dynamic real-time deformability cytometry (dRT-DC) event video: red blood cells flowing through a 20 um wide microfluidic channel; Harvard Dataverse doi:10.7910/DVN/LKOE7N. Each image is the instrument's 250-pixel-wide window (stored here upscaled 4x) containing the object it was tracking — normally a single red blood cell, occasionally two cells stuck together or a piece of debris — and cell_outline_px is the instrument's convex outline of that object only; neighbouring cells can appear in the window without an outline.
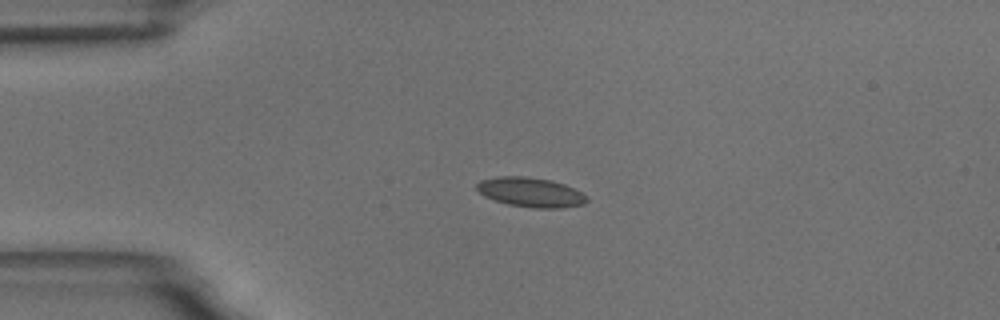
{"species": "common noctule bat (a hibernating species)", "species_latin": "Nyctalus noctula", "temperature_condition": "room temperature", "stored_images_in_passage": 4, "camera_frame_rate_fps": 3000, "um_per_image_px": 0.085, "animal": {"sex": "male", "body_mass_g": 18.8}, "frame": {"image": 1, "passage_image": 3, "time_ms": 3.333, "image_size_px": [1000, 320], "cell_outline_px": [[588, 200], [584, 204], [564, 208], [532, 208], [508, 204], [484, 196], [476, 188], [476, 184], [480, 180], [496, 176], [524, 176], [552, 180], [564, 184], [588, 196]], "centroid_in_image_um": [45.11, 16.34], "position_along_channel_um": 39.9, "area_um2": 19.02}}